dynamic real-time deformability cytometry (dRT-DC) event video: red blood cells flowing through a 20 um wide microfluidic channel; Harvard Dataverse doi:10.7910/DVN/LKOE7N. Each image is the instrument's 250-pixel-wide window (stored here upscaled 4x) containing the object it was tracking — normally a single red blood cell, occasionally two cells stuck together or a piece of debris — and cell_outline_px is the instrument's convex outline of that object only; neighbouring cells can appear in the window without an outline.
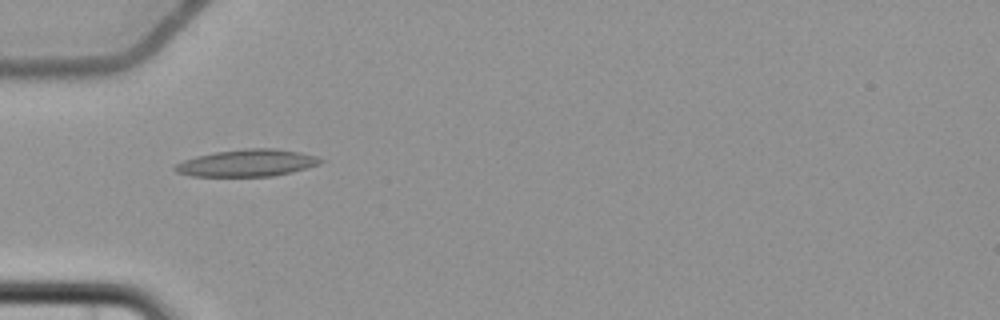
{"species": "common noctule bat (a hibernating species)", "species_latin": "Nyctalus noctula", "temperature_condition": "cold", "stored_images_in_passage": 9, "camera_frame_rate_fps": 3000, "um_per_image_px": 0.085, "animal": {"sex": "female", "body_mass_g": 22.7, "forearm_length_mm": 54.2}, "frame": {"image": 1, "passage_image": 6, "time_ms": 6.0, "image_size_px": [1000, 320], "cell_outline_px": [[324, 160], [320, 164], [292, 172], [272, 176], [192, 176], [176, 172], [172, 168], [176, 164], [184, 160], [196, 156], [216, 152], [244, 148], [276, 148], [300, 152], [316, 156]], "centroid_in_image_um": [21.01, 13.85], "position_along_channel_um": 64.0, "area_um2": 22.95}}
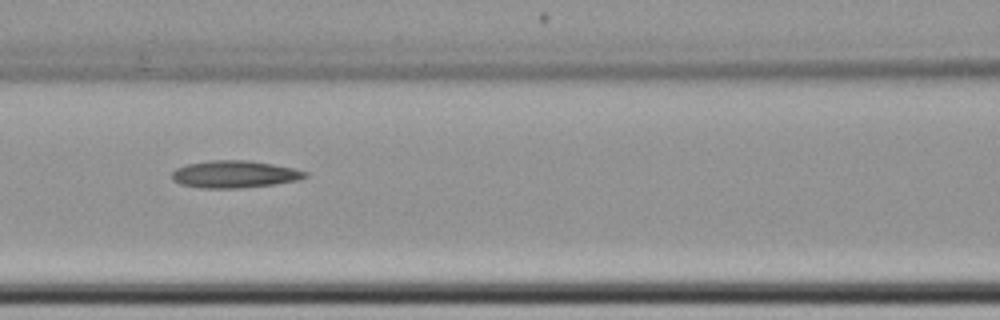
{"frame": {"image": 2, "passage_image": 8, "time_ms": 8.333, "image_size_px": [1000, 320], "cell_outline_px": [[308, 176], [300, 180], [276, 184], [240, 188], [200, 188], [180, 184], [172, 180], [172, 172], [176, 168], [188, 164], [208, 160], [248, 160], [272, 164], [292, 168], [308, 172]], "centroid_in_image_um": [19.94, 14.81], "position_along_channel_um": 146.7, "area_um2": 21.27}}
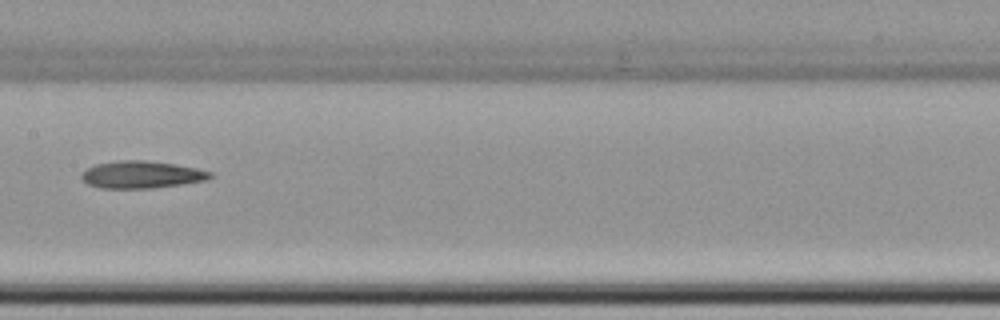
{"frame": {"image": 3, "passage_image": 9, "time_ms": 9.667, "image_size_px": [1000, 320], "cell_outline_px": [[216, 176], [208, 180], [152, 188], [100, 188], [88, 184], [80, 176], [88, 168], [96, 164], [120, 160], [144, 160], [176, 164], [196, 168], [212, 172]], "centroid_in_image_um": [12.08, 14.84], "position_along_channel_um": 195.3, "area_um2": 20.4}}